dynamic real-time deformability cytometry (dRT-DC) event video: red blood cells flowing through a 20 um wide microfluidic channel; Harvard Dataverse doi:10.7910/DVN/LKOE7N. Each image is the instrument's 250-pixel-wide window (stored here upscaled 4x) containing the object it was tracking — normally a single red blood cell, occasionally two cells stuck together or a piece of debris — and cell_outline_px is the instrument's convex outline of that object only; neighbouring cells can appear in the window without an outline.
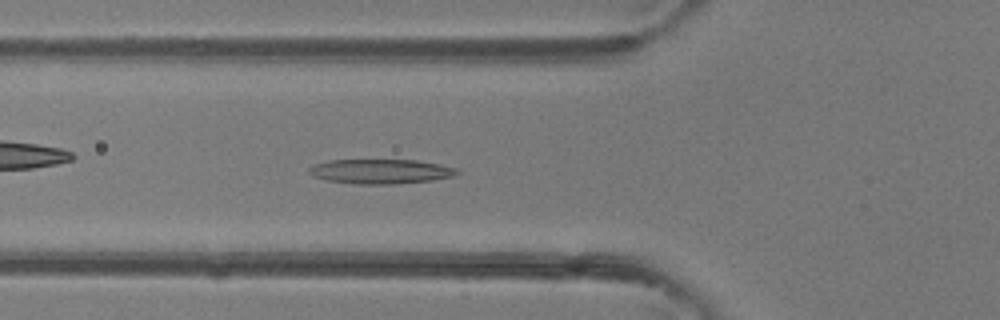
{"species": "common noctule bat (a hibernating species)", "species_latin": "Nyctalus noctula", "temperature_condition": "room temperature", "stored_images_in_passage": 43, "camera_frame_rate_fps": 3000, "um_per_image_px": 0.085, "animal": {"sex": "female"}, "frame": {"image": 1, "passage_image": 12, "time_ms": 3.667, "image_size_px": [1000, 320], "cell_outline_px": [[460, 172], [456, 176], [432, 180], [392, 184], [356, 184], [328, 180], [312, 176], [308, 172], [308, 168], [312, 164], [328, 160], [416, 160], [440, 164], [456, 168]], "centroid_in_image_um": [32.34, 14.56], "position_along_channel_um": 93.5, "area_um2": 21.33}}
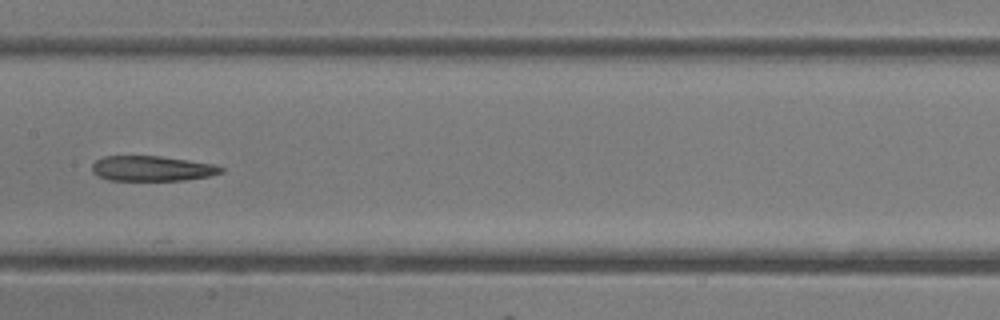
{"frame": {"image": 2, "passage_image": 19, "time_ms": 6.0, "image_size_px": [1000, 320], "cell_outline_px": [[224, 172], [208, 176], [184, 180], [108, 180], [92, 172], [92, 164], [96, 160], [104, 156], [160, 156], [216, 164], [224, 168]], "centroid_in_image_um": [12.94, 14.31], "position_along_channel_um": 194.5, "area_um2": 18.9}}
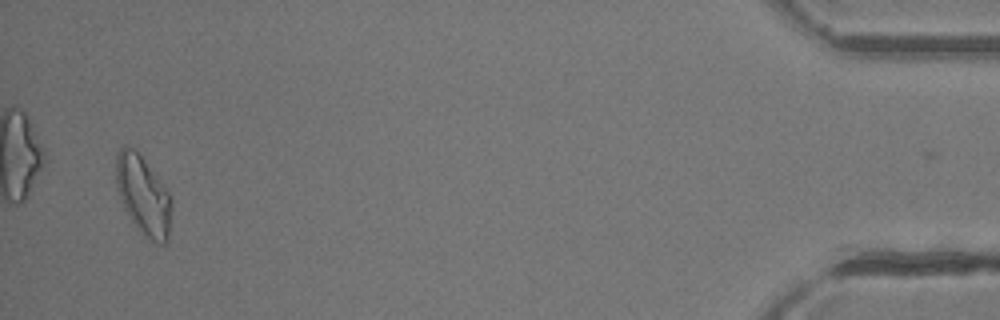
{"frame": {"image": 3, "passage_image": 41, "time_ms": 13.333, "image_size_px": [1000, 320], "cell_outline_px": [[172, 208], [168, 240], [164, 244], [156, 244], [128, 216], [124, 208], [116, 184], [116, 156], [120, 148], [124, 144], [132, 148], [144, 160], [168, 192], [172, 200]], "centroid_in_image_um": [12.18, 16.6], "position_along_channel_um": 423.0, "area_um2": 24.97}}